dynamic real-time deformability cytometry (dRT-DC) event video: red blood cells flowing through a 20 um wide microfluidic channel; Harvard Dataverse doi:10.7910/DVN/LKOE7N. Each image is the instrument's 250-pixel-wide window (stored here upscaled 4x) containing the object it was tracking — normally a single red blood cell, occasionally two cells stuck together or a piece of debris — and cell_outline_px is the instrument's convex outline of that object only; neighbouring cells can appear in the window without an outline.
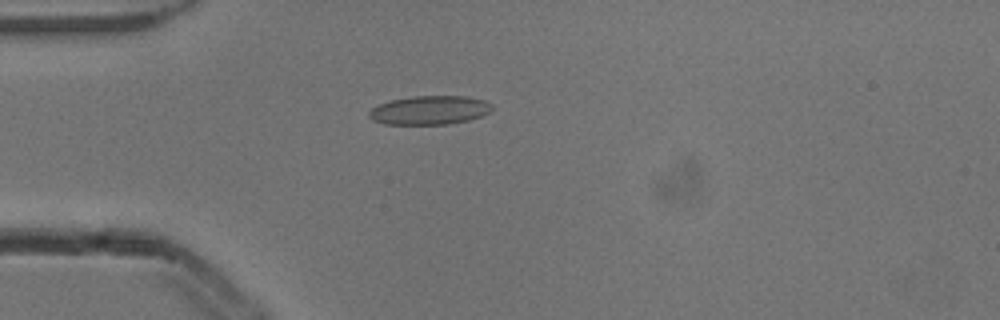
{"species": "common noctule bat (a hibernating species)", "species_latin": "Nyctalus noctula", "temperature_condition": "cold", "stored_images_in_passage": 4, "camera_frame_rate_fps": 3000, "um_per_image_px": 0.085, "animal": {"sex": "male", "body_mass_g": 13.3}, "frame": {"image": 1, "passage_image": 4, "time_ms": 1.0, "image_size_px": [1000, 320], "cell_outline_px": [[492, 108], [488, 112], [480, 116], [468, 120], [448, 124], [384, 124], [372, 120], [368, 116], [368, 112], [372, 108], [380, 104], [392, 100], [412, 96], [468, 96], [484, 100], [492, 104]], "centroid_in_image_um": [36.5, 9.36], "position_along_channel_um": 48.5, "area_um2": 20.58}}